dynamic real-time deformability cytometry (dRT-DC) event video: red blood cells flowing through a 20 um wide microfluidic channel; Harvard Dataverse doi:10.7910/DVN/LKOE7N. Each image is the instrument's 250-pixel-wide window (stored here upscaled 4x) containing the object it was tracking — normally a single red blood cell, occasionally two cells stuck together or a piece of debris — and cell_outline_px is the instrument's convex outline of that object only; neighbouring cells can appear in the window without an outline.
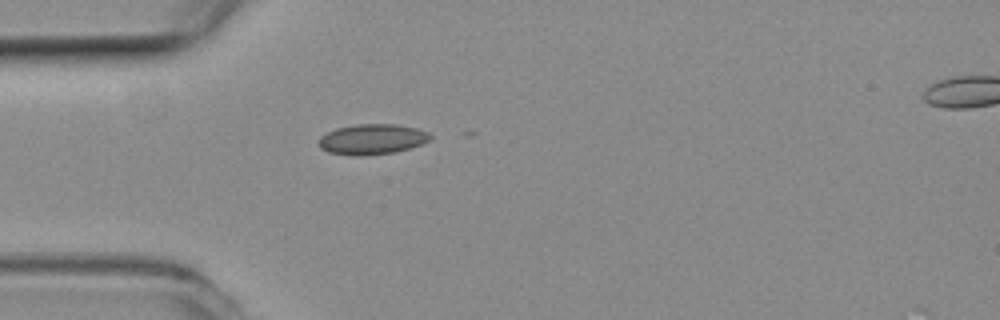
{"species": "common noctule bat (a hibernating species)", "species_latin": "Nyctalus noctula", "temperature_condition": "room temperature", "stored_images_in_passage": 5, "camera_frame_rate_fps": 3000, "um_per_image_px": 0.085, "animal": {"sex": "female", "body_mass_g": 19.3, "forearm_length_mm": 54.1}, "frame": {"image": 1, "passage_image": 1, "time_ms": 0.0, "image_size_px": [1000, 320], "cell_outline_px": [[432, 136], [428, 140], [420, 144], [396, 152], [364, 156], [356, 156], [328, 152], [320, 148], [316, 144], [316, 140], [320, 136], [336, 128], [356, 124], [396, 124], [416, 128], [428, 132]], "centroid_in_image_um": [31.56, 11.84], "position_along_channel_um": 53.4, "area_um2": 19.88}}
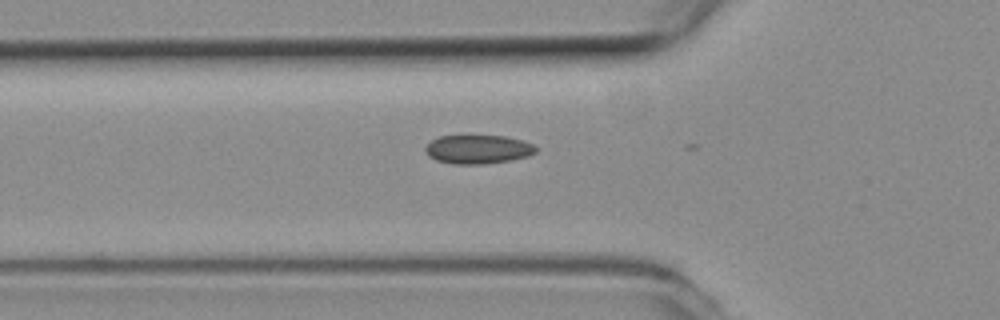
{"frame": {"image": 2, "passage_image": 4, "time_ms": 1.0, "image_size_px": [1000, 320], "cell_outline_px": [[536, 152], [528, 156], [508, 160], [480, 164], [452, 164], [436, 160], [428, 156], [424, 148], [432, 140], [440, 136], [504, 136], [524, 140], [532, 144], [536, 148]], "centroid_in_image_um": [40.61, 12.69], "position_along_channel_um": 85.2, "area_um2": 18.38}}